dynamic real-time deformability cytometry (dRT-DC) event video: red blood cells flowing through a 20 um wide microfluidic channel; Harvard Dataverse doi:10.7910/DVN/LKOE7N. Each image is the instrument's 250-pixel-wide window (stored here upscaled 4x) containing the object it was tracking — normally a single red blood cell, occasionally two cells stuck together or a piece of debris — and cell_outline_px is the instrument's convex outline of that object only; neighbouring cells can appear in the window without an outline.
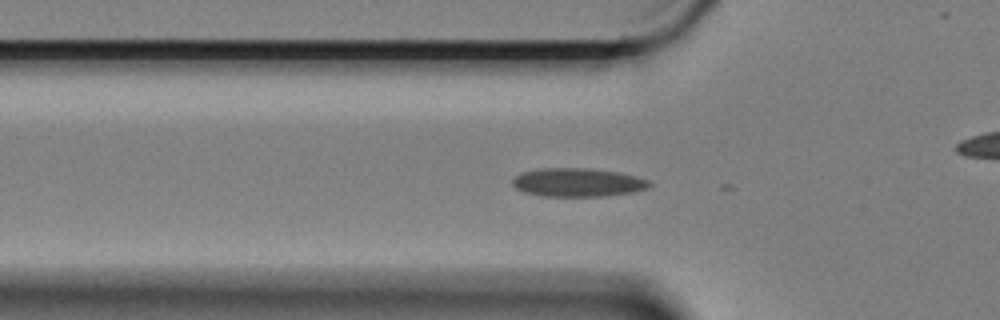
{"species": "Egyptian fruit bat (a non-hibernating species)", "species_latin": "Rousettus aegyptiacus", "temperature_condition": "cold", "stored_images_in_passage": 48, "camera_frame_rate_fps": 3000, "um_per_image_px": 0.085, "animal": {"sex": "female"}, "frame": {"image": 1, "passage_image": 19, "time_ms": 6.0, "image_size_px": [1000, 320], "cell_outline_px": [[652, 184], [648, 188], [632, 192], [608, 196], [540, 196], [524, 192], [516, 188], [512, 184], [512, 180], [516, 176], [524, 172], [540, 168], [588, 168], [620, 172], [636, 176], [648, 180]], "centroid_in_image_um": [49.12, 15.51], "position_along_channel_um": 76.7, "area_um2": 22.83}}
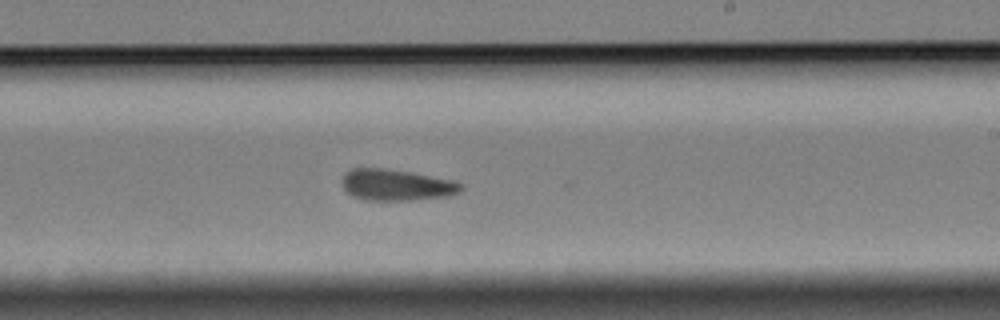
{"frame": {"image": 2, "passage_image": 35, "time_ms": 11.333, "image_size_px": [1000, 320], "cell_outline_px": [[464, 188], [460, 192], [448, 196], [408, 200], [364, 200], [352, 196], [344, 188], [344, 176], [352, 168], [384, 168], [408, 172], [452, 180], [464, 184]], "centroid_in_image_um": [33.73, 15.73], "position_along_channel_um": 255.3, "area_um2": 21.39}}
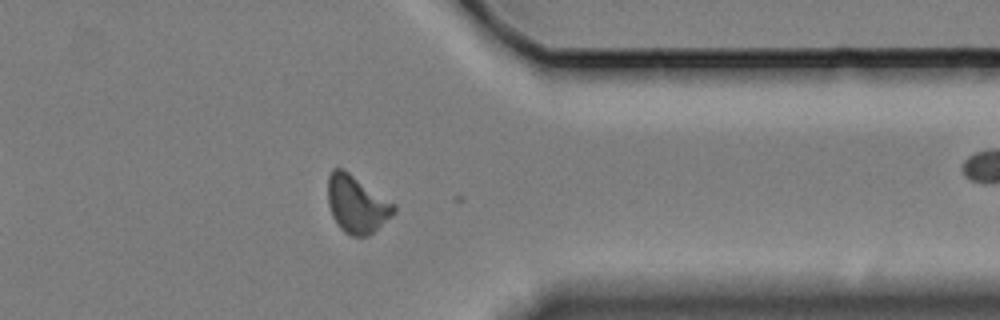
{"frame": {"image": 3, "passage_image": 47, "time_ms": 15.333, "image_size_px": [1000, 320], "cell_outline_px": [[396, 212], [392, 216], [368, 236], [352, 236], [344, 232], [340, 228], [332, 216], [328, 204], [328, 176], [332, 168], [344, 168], [396, 204]], "centroid_in_image_um": [30.33, 17.34], "position_along_channel_um": 381.1, "area_um2": 22.31}, "authors_computed_cell_mechanics": {"area_um2": 21.7039, "velocity_mm_per_s": 3.3378, "shape_relaxation_time_tau1_ms": null, "shape_relaxation_time_tau2_ms": 7.353, "deformation_change_tau1": null, "deformation_change_tau2": 0.125}}